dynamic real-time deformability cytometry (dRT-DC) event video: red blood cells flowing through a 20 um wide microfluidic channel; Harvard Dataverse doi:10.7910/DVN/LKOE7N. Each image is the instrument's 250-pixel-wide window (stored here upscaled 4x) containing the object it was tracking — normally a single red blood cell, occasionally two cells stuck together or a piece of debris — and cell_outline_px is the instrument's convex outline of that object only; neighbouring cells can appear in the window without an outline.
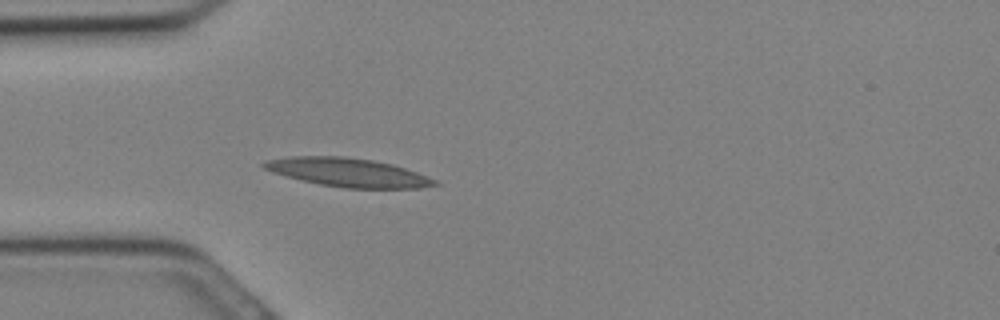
{"species": "Egyptian fruit bat (a non-hibernating species)", "species_latin": "Rousettus aegyptiacus", "temperature_condition": "cold", "stored_images_in_passage": 11, "camera_frame_rate_fps": 3000, "um_per_image_px": 0.085, "animal": {"sex": "female"}, "frame": {"image": 1, "passage_image": 3, "time_ms": 0.667, "image_size_px": [1000, 320], "cell_outline_px": [[440, 184], [420, 188], [344, 188], [320, 184], [300, 180], [272, 172], [264, 168], [260, 164], [264, 160], [288, 156], [344, 156], [372, 160], [392, 164], [416, 172], [436, 180]], "centroid_in_image_um": [29.53, 14.65], "position_along_channel_um": 55.5, "area_um2": 28.5}}
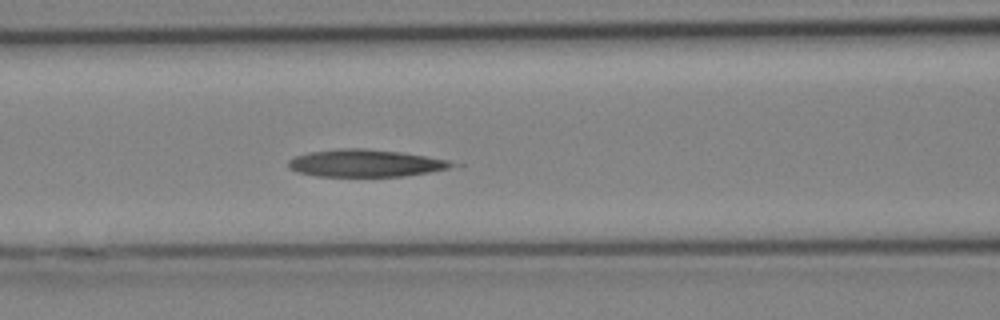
{"frame": {"image": 2, "passage_image": 7, "time_ms": 2.0, "image_size_px": [1000, 320], "cell_outline_px": [[464, 164], [448, 168], [428, 172], [404, 176], [316, 176], [296, 172], [288, 168], [288, 160], [292, 156], [308, 152], [340, 148], [364, 148], [404, 152], [448, 160]], "centroid_in_image_um": [31.05, 13.86], "position_along_channel_um": 135.6, "area_um2": 26.41}}
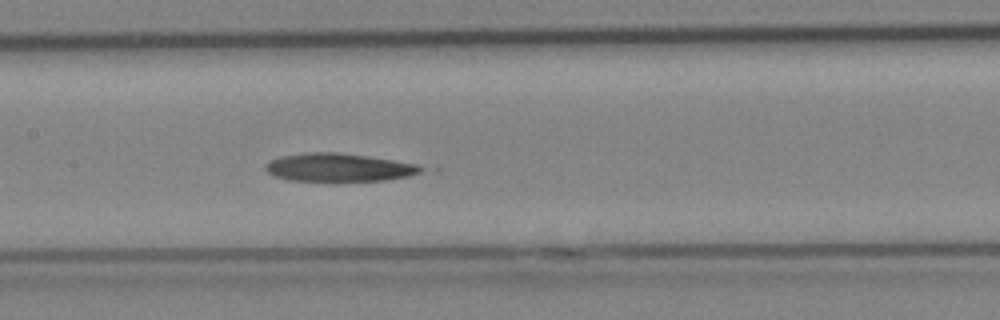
{"frame": {"image": 3, "passage_image": 9, "time_ms": 2.667, "image_size_px": [1000, 320], "cell_outline_px": [[424, 168], [420, 172], [408, 176], [384, 180], [340, 184], [292, 180], [276, 176], [268, 172], [264, 168], [272, 160], [280, 156], [304, 152], [340, 152], [368, 156], [416, 164]], "centroid_in_image_um": [28.79, 14.27], "position_along_channel_um": 178.6, "area_um2": 26.3}}